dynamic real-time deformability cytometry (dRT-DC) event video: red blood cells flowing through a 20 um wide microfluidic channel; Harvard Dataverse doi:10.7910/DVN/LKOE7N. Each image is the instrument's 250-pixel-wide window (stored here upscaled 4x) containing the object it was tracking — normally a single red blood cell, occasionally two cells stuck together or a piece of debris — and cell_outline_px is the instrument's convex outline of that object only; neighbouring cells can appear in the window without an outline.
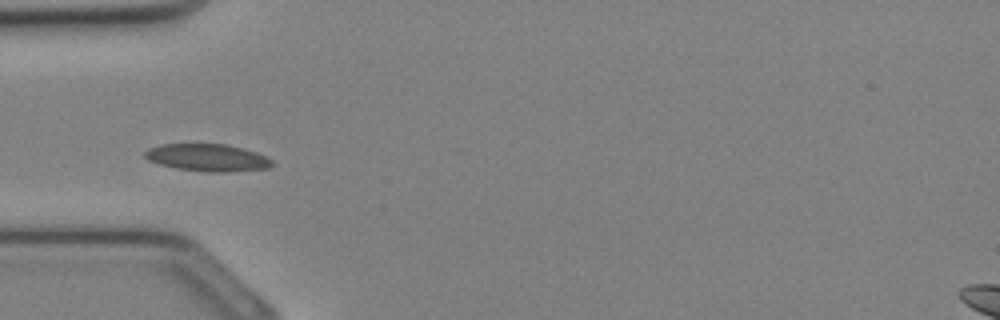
{"species": "Egyptian fruit bat (a non-hibernating species)", "species_latin": "Rousettus aegyptiacus", "temperature_condition": "cold", "stored_images_in_passage": 33, "camera_frame_rate_fps": 3000, "um_per_image_px": 0.085, "animal": {"sex": "female"}, "frame": {"image": 1, "passage_image": 10, "time_ms": 3.0, "image_size_px": [1000, 320], "cell_outline_px": [[276, 164], [268, 168], [228, 172], [208, 172], [176, 168], [160, 164], [148, 160], [144, 156], [144, 152], [148, 148], [160, 144], [228, 144], [256, 152], [272, 160]], "centroid_in_image_um": [17.64, 13.39], "position_along_channel_um": 67.4, "area_um2": 20.29}}
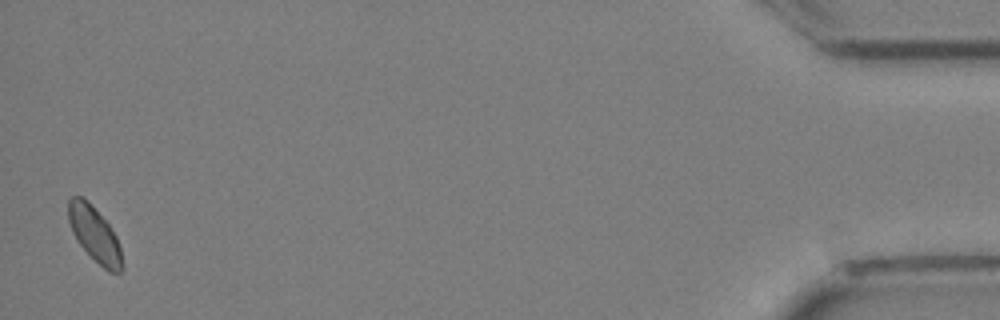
{"frame": {"image": 2, "passage_image": 33, "time_ms": 10.667, "image_size_px": [1000, 320], "cell_outline_px": [[124, 268], [120, 272], [108, 272], [80, 244], [72, 232], [68, 220], [68, 200], [72, 196], [80, 196], [108, 224], [116, 236], [120, 248]], "centroid_in_image_um": [8.05, 19.95], "position_along_channel_um": 427.2, "area_um2": 16.59}}